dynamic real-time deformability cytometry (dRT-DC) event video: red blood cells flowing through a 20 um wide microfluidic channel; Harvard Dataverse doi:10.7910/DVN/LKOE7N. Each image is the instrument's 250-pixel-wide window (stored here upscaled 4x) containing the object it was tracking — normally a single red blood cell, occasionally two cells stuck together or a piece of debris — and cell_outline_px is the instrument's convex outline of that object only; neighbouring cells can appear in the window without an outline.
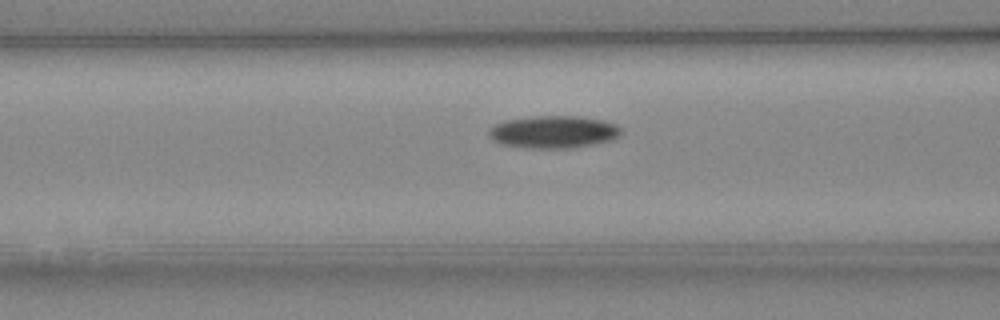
{"species": "Egyptian fruit bat (a non-hibernating species)", "species_latin": "Rousettus aegyptiacus", "temperature_condition": "cold", "stored_images_in_passage": 30, "camera_frame_rate_fps": 3000, "um_per_image_px": 0.085, "animal": {"sex": "female"}, "frame": {"image": 1, "passage_image": 13, "time_ms": 4.0, "image_size_px": [1000, 320], "cell_outline_px": [[620, 136], [612, 140], [596, 144], [572, 148], [532, 148], [504, 144], [492, 140], [488, 136], [488, 128], [504, 120], [532, 116], [576, 116], [604, 120], [616, 124], [620, 128]], "centroid_in_image_um": [47.05, 11.21], "position_along_channel_um": 119.5, "area_um2": 25.14}}
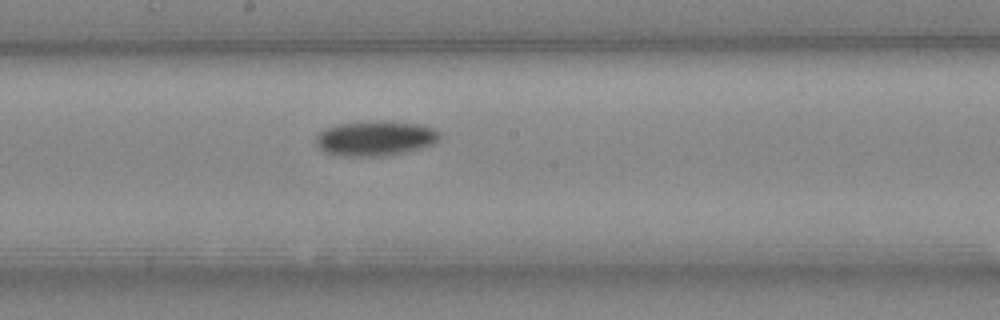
{"frame": {"image": 2, "passage_image": 20, "time_ms": 6.333, "image_size_px": [1000, 320], "cell_outline_px": [[440, 140], [432, 144], [420, 148], [404, 152], [384, 156], [344, 156], [324, 152], [316, 144], [316, 136], [324, 128], [336, 124], [368, 120], [388, 120], [420, 124], [432, 128], [440, 132]], "centroid_in_image_um": [31.89, 11.73], "position_along_channel_um": 216.3, "area_um2": 25.61}}
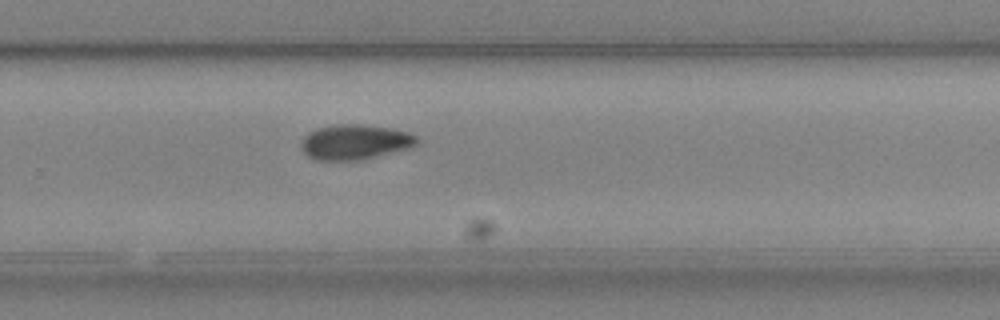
{"frame": {"image": 3, "passage_image": 26, "time_ms": 8.333, "image_size_px": [1000, 320], "cell_outline_px": [[420, 140], [412, 148], [364, 160], [316, 160], [308, 156], [300, 148], [300, 144], [304, 136], [308, 132], [316, 128], [336, 124], [360, 124], [392, 128], [408, 132], [416, 136]], "centroid_in_image_um": [30.19, 12.08], "position_along_channel_um": 299.6, "area_um2": 24.1}}